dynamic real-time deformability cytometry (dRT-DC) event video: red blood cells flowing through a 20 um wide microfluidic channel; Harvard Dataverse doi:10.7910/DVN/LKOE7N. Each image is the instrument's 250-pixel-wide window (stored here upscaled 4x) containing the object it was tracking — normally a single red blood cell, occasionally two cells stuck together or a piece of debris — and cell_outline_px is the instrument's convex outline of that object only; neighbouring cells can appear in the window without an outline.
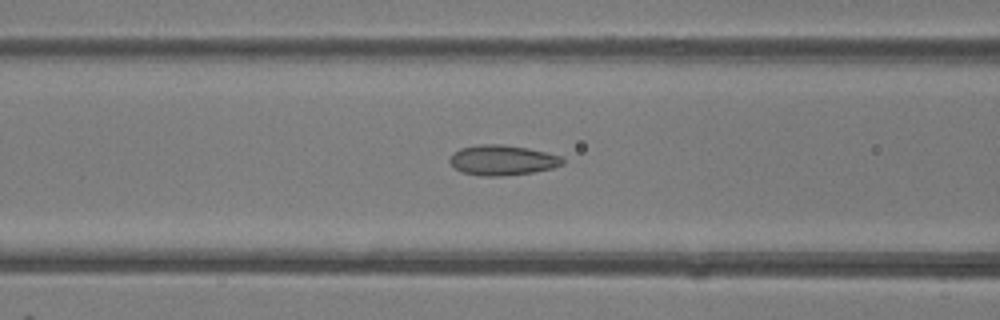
{"species": "common noctule bat (a hibernating species)", "species_latin": "Nyctalus noctula", "temperature_condition": "room temperature", "stored_images_in_passage": 49, "camera_frame_rate_fps": 3000, "um_per_image_px": 0.085, "animal": {"sex": "female"}, "frame": {"image": 1, "passage_image": 20, "time_ms": 6.333, "image_size_px": [1000, 320], "cell_outline_px": [[564, 164], [552, 168], [532, 172], [500, 176], [480, 176], [464, 172], [456, 168], [448, 160], [452, 152], [460, 148], [480, 144], [500, 144], [528, 148], [560, 156], [564, 160]], "centroid_in_image_um": [42.68, 13.6], "position_along_channel_um": 123.9, "area_um2": 19.71}}
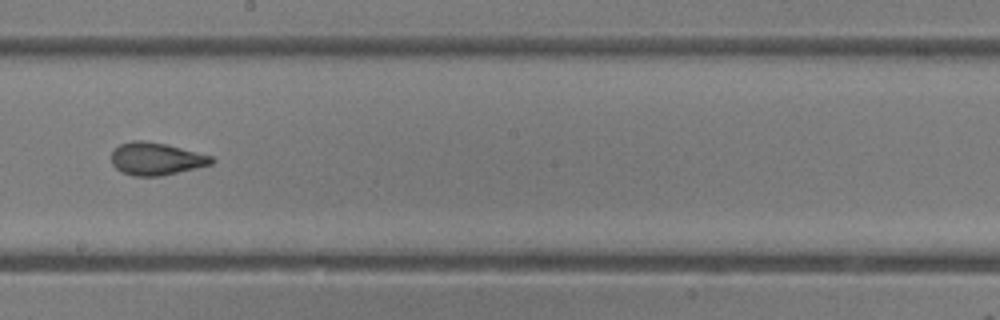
{"frame": {"image": 2, "passage_image": 28, "time_ms": 9.0, "image_size_px": [1000, 320], "cell_outline_px": [[216, 160], [212, 164], [160, 176], [132, 176], [120, 172], [112, 164], [112, 152], [120, 144], [132, 140], [144, 140], [168, 144], [212, 156]], "centroid_in_image_um": [13.26, 13.49], "position_along_channel_um": 234.9, "area_um2": 19.07}}
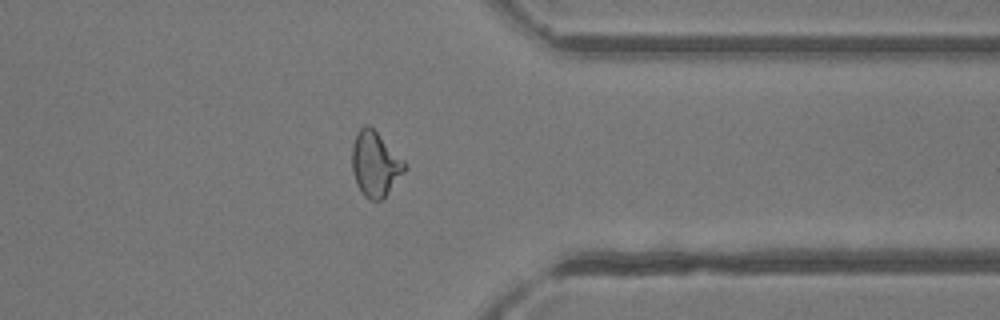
{"frame": {"image": 3, "passage_image": 39, "time_ms": 12.667, "image_size_px": [1000, 320], "cell_outline_px": [[408, 168], [388, 192], [380, 200], [372, 200], [364, 196], [356, 184], [352, 172], [352, 144], [356, 132], [360, 128], [368, 124], [408, 164]], "centroid_in_image_um": [31.88, 13.94], "position_along_channel_um": 379.5, "area_um2": 19.83}, "authors_computed_cell_mechanics": {"area_um2": 19.8254, "velocity_mm_per_s": 4.1598, "shape_relaxation_time_tau1_ms": 5.0514, "shape_relaxation_time_tau2_ms": 1.2642, "deformation_change_tau1": 0.1442, "deformation_change_tau2": 0.064}}